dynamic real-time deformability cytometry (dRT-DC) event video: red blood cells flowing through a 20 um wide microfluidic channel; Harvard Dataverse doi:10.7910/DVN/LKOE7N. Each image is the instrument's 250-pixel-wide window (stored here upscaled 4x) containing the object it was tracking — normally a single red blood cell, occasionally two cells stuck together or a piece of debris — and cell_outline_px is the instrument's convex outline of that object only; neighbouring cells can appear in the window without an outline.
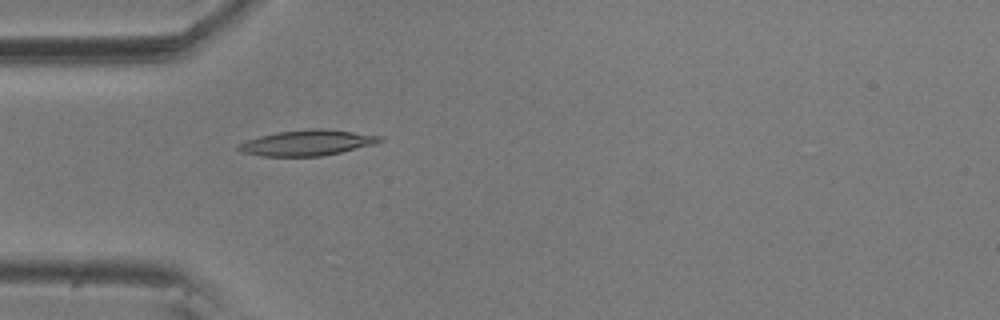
{"species": "common noctule bat (a hibernating species)", "species_latin": "Nyctalus noctula", "temperature_condition": "room temperature", "stored_images_in_passage": 4, "camera_frame_rate_fps": 3000, "um_per_image_px": 0.085, "animal": {"sex": "male", "body_mass_g": 20.5, "forearm_length_mm": 52.5}, "frame": {"image": 1, "passage_image": 4, "time_ms": 1.0, "image_size_px": [1000, 320], "cell_outline_px": [[384, 140], [376, 144], [324, 156], [260, 156], [244, 152], [236, 148], [240, 144], [248, 140], [260, 136], [276, 132], [312, 128], [328, 128], [384, 136]], "centroid_in_image_um": [26.2, 12.12], "position_along_channel_um": 58.8, "area_um2": 21.27}}